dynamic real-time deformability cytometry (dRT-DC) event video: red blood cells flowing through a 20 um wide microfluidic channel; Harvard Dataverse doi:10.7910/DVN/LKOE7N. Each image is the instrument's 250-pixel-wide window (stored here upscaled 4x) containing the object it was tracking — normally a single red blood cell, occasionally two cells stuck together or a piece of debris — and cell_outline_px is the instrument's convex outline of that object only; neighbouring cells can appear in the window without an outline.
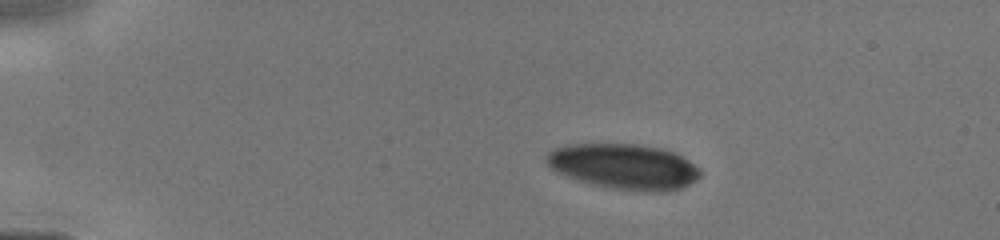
{"species": "human", "species_latin": "Homo sapiens", "temperature_condition": "cold", "stored_images_in_passage": 18, "camera_frame_rate_fps": 3000, "um_per_image_px": 0.085, "donor": {"sex": "male"}, "frame": {"image": 1, "passage_image": 1, "time_ms": 0.0, "image_size_px": [1000, 240], "cell_outline_px": [[700, 176], [696, 180], [680, 188], [660, 192], [652, 192], [612, 188], [592, 184], [576, 180], [552, 168], [548, 164], [548, 152], [556, 148], [568, 144], [636, 144], [660, 148], [676, 152], [700, 168]], "centroid_in_image_um": [53.08, 14.15], "position_along_channel_um": 31.9, "area_um2": 40.29}}
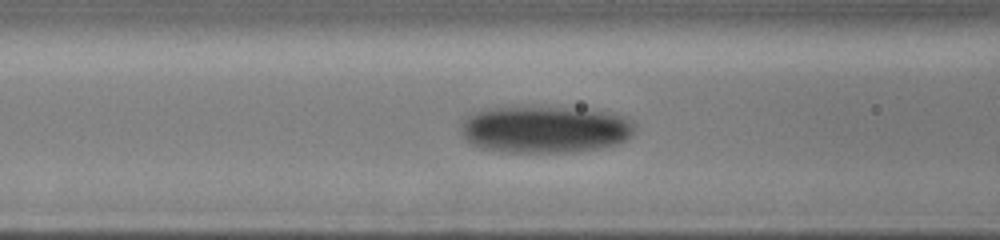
{"frame": {"image": 2, "passage_image": 10, "time_ms": 3.667, "image_size_px": [1000, 240], "cell_outline_px": [[636, 128], [632, 136], [628, 140], [616, 144], [596, 148], [572, 152], [504, 152], [480, 148], [472, 144], [464, 136], [460, 120], [476, 112], [488, 108], [528, 104], [616, 112], [632, 120], [636, 124]], "centroid_in_image_um": [46.36, 10.95], "position_along_channel_um": 120.2, "area_um2": 48.96}}
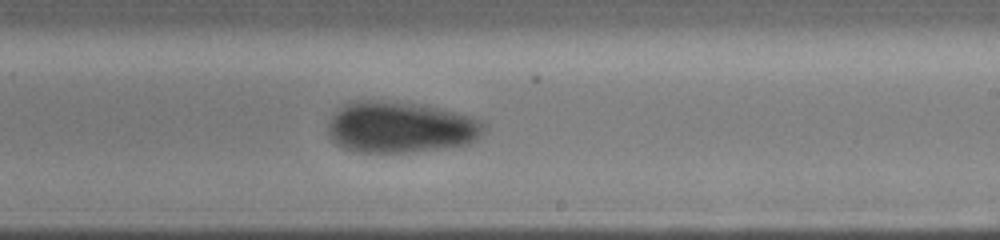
{"frame": {"image": 3, "passage_image": 17, "time_ms": 6.667, "image_size_px": [1000, 240], "cell_outline_px": [[484, 132], [476, 140], [468, 144], [408, 152], [356, 152], [340, 148], [328, 136], [328, 120], [348, 100], [376, 100], [424, 104], [484, 120]], "centroid_in_image_um": [33.99, 10.8], "position_along_channel_um": 255.0, "area_um2": 46.93}}